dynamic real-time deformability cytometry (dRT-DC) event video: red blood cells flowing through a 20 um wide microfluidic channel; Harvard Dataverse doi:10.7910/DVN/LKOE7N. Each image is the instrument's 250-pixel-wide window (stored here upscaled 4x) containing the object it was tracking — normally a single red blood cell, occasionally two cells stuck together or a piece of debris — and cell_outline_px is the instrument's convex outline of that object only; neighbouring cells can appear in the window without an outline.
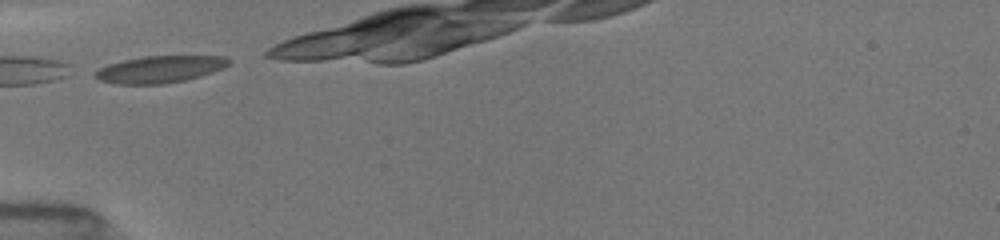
{"species": "common noctule bat (a hibernating species)", "species_latin": "Nyctalus noctula", "temperature_condition": "room temperature", "stored_images_in_passage": 6, "camera_frame_rate_fps": 3000, "um_per_image_px": 0.085, "animal": {"sex": "female", "body_mass_g": 19.5, "forearm_length_mm": 54.1}, "frame": {"image": 1, "passage_image": 1, "time_ms": 0.0, "image_size_px": [1000, 240], "cell_outline_px": [[228, 64], [212, 72], [200, 76], [184, 80], [164, 84], [116, 84], [100, 80], [96, 76], [96, 72], [100, 68], [108, 64], [124, 60], [144, 56], [220, 56], [228, 60]], "centroid_in_image_um": [13.54, 5.89], "position_along_channel_um": 71.5, "area_um2": 20.52}}